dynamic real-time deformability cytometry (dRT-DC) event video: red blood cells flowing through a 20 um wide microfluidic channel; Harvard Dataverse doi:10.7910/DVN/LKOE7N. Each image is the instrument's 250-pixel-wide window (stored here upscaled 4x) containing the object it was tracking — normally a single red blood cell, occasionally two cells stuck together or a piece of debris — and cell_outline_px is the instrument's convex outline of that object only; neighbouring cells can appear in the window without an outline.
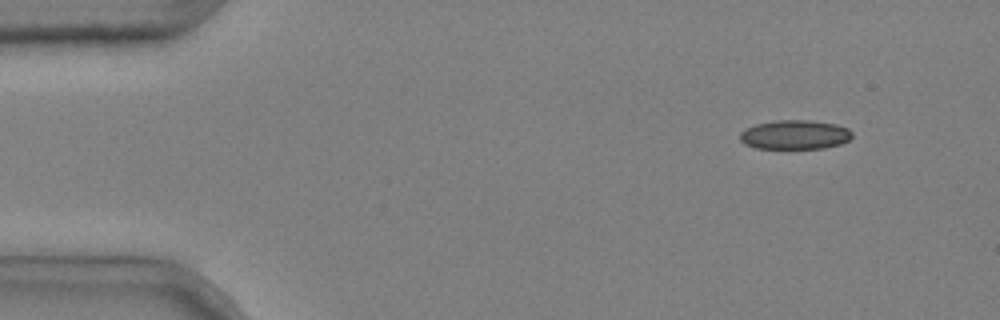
{"species": "common noctule bat (a hibernating species)", "species_latin": "Nyctalus noctula", "temperature_condition": "cold", "stored_images_in_passage": 5, "camera_frame_rate_fps": 3000, "um_per_image_px": 0.085, "animal": {"sex": "male", "body_mass_g": 20.4}, "frame": {"image": 1, "passage_image": 1, "time_ms": 0.0, "image_size_px": [1000, 320], "cell_outline_px": [[852, 136], [848, 140], [840, 144], [824, 148], [756, 148], [744, 144], [740, 140], [740, 132], [756, 124], [776, 120], [808, 120], [836, 124], [848, 128], [852, 132]], "centroid_in_image_um": [67.57, 11.45], "position_along_channel_um": 17.4, "area_um2": 19.02}}
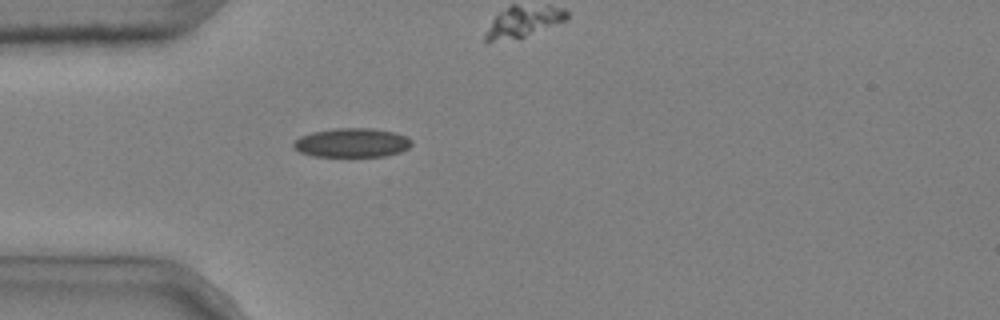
{"frame": {"image": 2, "passage_image": 3, "time_ms": 0.667, "image_size_px": [1000, 320], "cell_outline_px": [[412, 144], [408, 148], [400, 152], [384, 156], [312, 156], [300, 152], [292, 144], [300, 136], [312, 132], [336, 128], [372, 128], [396, 132], [408, 136], [412, 140]], "centroid_in_image_um": [29.96, 12.12], "position_along_channel_um": 55.0, "area_um2": 20.06}}